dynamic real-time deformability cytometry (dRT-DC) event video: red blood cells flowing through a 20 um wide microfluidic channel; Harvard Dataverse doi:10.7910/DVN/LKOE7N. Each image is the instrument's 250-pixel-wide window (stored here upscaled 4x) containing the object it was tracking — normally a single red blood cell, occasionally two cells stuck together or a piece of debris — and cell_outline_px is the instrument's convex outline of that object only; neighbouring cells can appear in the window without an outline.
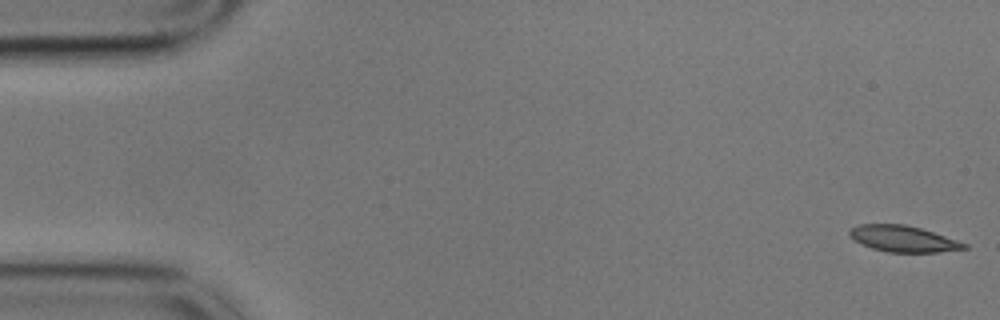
{"species": "common noctule bat (a hibernating species)", "species_latin": "Nyctalus noctula", "temperature_condition": "cold", "stored_images_in_passage": 56, "camera_frame_rate_fps": 3000, "um_per_image_px": 0.085, "animal": {"sex": "male", "body_mass_g": 17.9}, "frame": {"image": 1, "passage_image": 1, "time_ms": 0.0, "image_size_px": [1000, 320], "cell_outline_px": [[968, 248], [940, 252], [888, 252], [872, 248], [856, 240], [848, 232], [852, 228], [860, 224], [904, 224], [920, 228], [968, 244]], "centroid_in_image_um": [76.8, 20.3], "position_along_channel_um": 8.2, "area_um2": 17.11}}
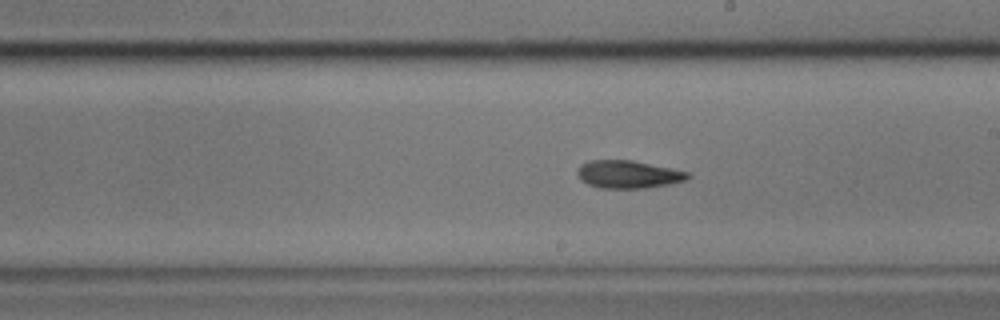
{"frame": {"image": 2, "passage_image": 31, "time_ms": 10.0, "image_size_px": [1000, 320], "cell_outline_px": [[692, 176], [684, 180], [672, 184], [644, 188], [600, 188], [588, 184], [580, 180], [576, 172], [580, 164], [588, 160], [632, 160], [692, 172]], "centroid_in_image_um": [53.41, 14.81], "position_along_channel_um": 235.6, "area_um2": 18.15}}
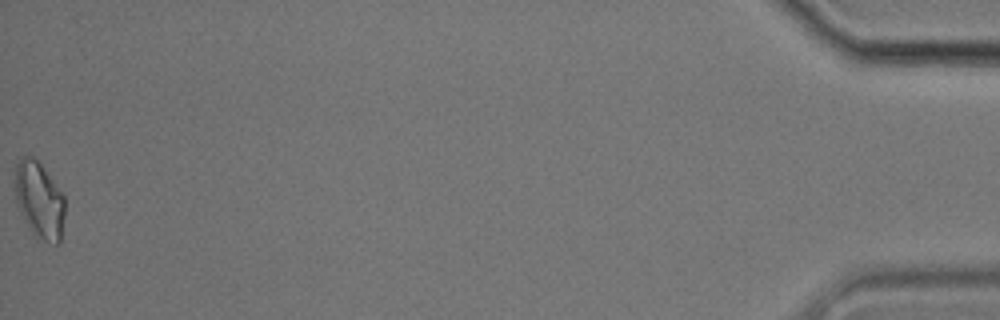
{"frame": {"image": 3, "passage_image": 56, "time_ms": 18.333, "image_size_px": [1000, 320], "cell_outline_px": [[64, 216], [60, 244], [56, 244], [44, 240], [36, 236], [32, 232], [20, 212], [16, 204], [12, 184], [16, 164], [20, 156], [32, 156], [40, 160], [64, 196]], "centroid_in_image_um": [3.3, 16.93], "position_along_channel_um": 431.9, "area_um2": 22.89}, "authors_computed_cell_mechanics": {"area_um2": 18.0914, "velocity_mm_per_s": 3.5439, "shape_relaxation_time_tau1_ms": 11.2201, "shape_relaxation_time_tau2_ms": 5.2445, "deformation_change_tau1": 0.2301, "deformation_change_tau2": 0.1317}}